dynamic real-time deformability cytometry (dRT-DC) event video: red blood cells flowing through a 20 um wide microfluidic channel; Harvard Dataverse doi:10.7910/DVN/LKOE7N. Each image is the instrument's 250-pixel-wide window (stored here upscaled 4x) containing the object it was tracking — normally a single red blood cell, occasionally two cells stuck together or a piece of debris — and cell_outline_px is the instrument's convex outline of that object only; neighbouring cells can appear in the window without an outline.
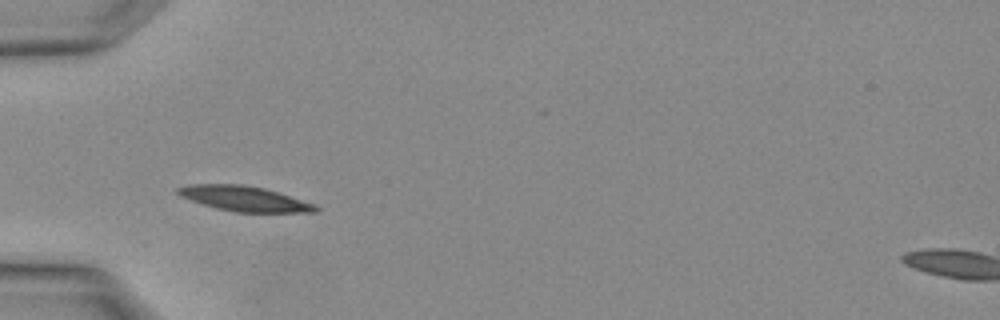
{"species": "Egyptian fruit bat (a non-hibernating species)", "species_latin": "Rousettus aegyptiacus", "temperature_condition": "warm", "stored_images_in_passage": 2, "camera_frame_rate_fps": 3000, "um_per_image_px": 0.085, "animal": {"sex": "female"}, "frame": {"image": 1, "passage_image": 2, "time_ms": 0.333, "image_size_px": [1000, 320], "cell_outline_px": [[320, 208], [316, 212], [236, 212], [216, 208], [180, 196], [176, 192], [176, 188], [188, 184], [244, 184], [264, 188], [316, 204]], "centroid_in_image_um": [20.78, 16.88], "position_along_channel_um": 64.2, "area_um2": 20.06}}